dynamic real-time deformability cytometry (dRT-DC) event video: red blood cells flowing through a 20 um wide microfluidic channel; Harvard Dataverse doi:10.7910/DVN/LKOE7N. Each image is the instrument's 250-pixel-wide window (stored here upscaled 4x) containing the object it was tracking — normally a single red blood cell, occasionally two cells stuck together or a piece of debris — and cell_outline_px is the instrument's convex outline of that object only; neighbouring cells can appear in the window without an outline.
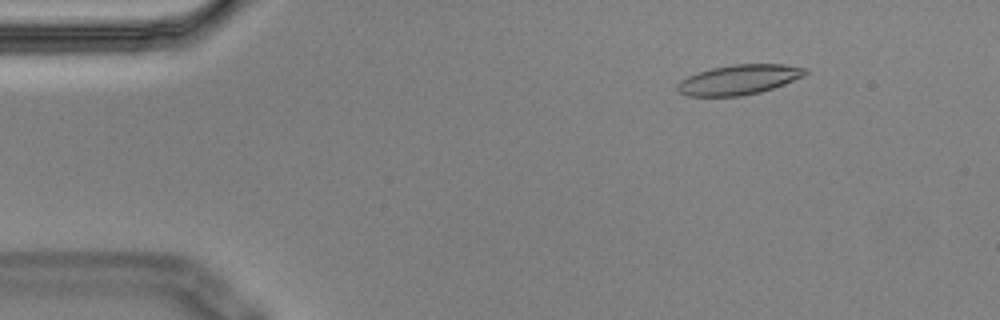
{"species": "Egyptian fruit bat (a non-hibernating species)", "species_latin": "Rousettus aegyptiacus", "temperature_condition": "cold", "stored_images_in_passage": 7, "camera_frame_rate_fps": 3000, "um_per_image_px": 0.085, "animal": {"sex": "male"}, "frame": {"image": 1, "passage_image": 2, "time_ms": 0.333, "image_size_px": [1000, 320], "cell_outline_px": [[808, 72], [804, 76], [784, 84], [760, 92], [740, 96], [688, 96], [680, 92], [676, 88], [676, 84], [680, 80], [696, 72], [712, 68], [732, 64], [784, 64], [808, 68]], "centroid_in_image_um": [62.81, 6.76], "position_along_channel_um": 22.2, "area_um2": 22.37}}
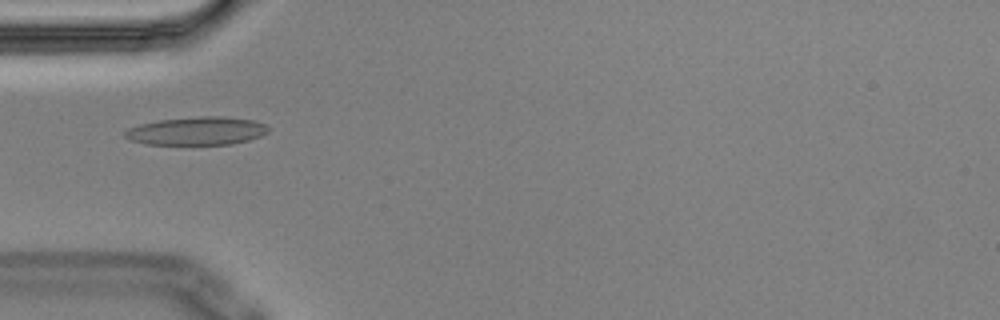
{"frame": {"image": 2, "passage_image": 5, "time_ms": 1.333, "image_size_px": [1000, 320], "cell_outline_px": [[272, 128], [268, 132], [260, 136], [248, 140], [232, 144], [144, 144], [128, 140], [124, 136], [124, 132], [128, 128], [140, 124], [160, 120], [200, 116], [220, 116], [256, 120]], "centroid_in_image_um": [16.74, 11.13], "position_along_channel_um": 68.3, "area_um2": 23.64}}